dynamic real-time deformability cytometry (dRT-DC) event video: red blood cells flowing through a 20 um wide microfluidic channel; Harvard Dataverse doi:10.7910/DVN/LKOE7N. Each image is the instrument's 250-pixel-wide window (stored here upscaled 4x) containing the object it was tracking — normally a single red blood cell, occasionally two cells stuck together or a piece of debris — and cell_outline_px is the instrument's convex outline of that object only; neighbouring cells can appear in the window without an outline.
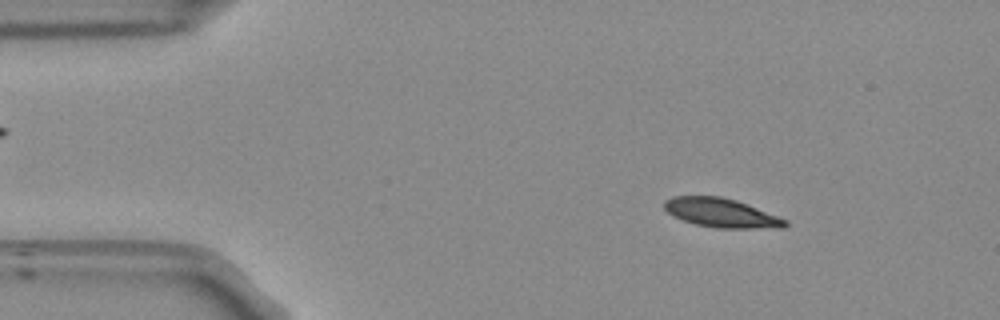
{"species": "Egyptian fruit bat (a non-hibernating species)", "species_latin": "Rousettus aegyptiacus", "temperature_condition": "room temperature", "stored_images_in_passage": 25, "camera_frame_rate_fps": 3000, "um_per_image_px": 0.085, "frame": {"image": 1, "passage_image": 1, "time_ms": 0.0, "image_size_px": [1000, 320], "cell_outline_px": [[788, 224], [784, 228], [716, 228], [696, 224], [672, 216], [664, 208], [664, 200], [672, 196], [720, 196], [736, 200], [748, 204], [788, 220]], "centroid_in_image_um": [61.32, 18.09], "position_along_channel_um": 23.7, "area_um2": 20.52}}
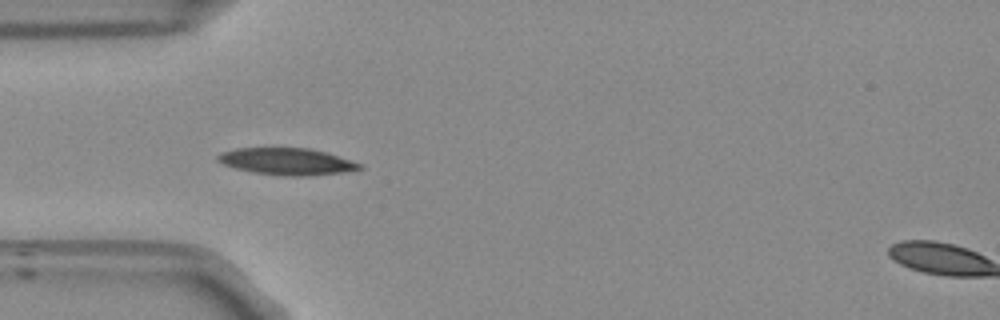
{"frame": {"image": 2, "passage_image": 9, "time_ms": 2.667, "image_size_px": [1000, 320], "cell_outline_px": [[364, 168], [340, 172], [312, 176], [288, 176], [252, 172], [236, 168], [224, 164], [216, 160], [216, 156], [220, 152], [236, 148], [308, 148], [324, 152], [360, 164]], "centroid_in_image_um": [24.31, 13.72], "position_along_channel_um": 60.7, "area_um2": 21.85}}
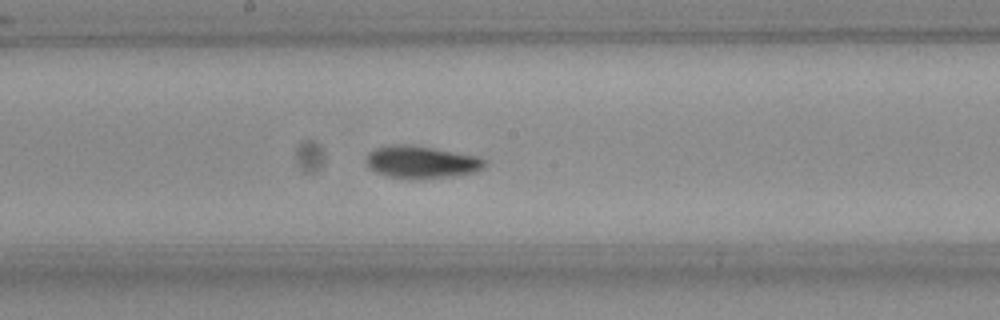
{"frame": {"image": 3, "passage_image": 21, "time_ms": 6.667, "image_size_px": [1000, 320], "cell_outline_px": [[484, 168], [476, 172], [456, 176], [420, 180], [412, 180], [388, 176], [376, 172], [368, 164], [368, 152], [376, 148], [396, 144], [404, 144], [432, 148], [480, 156], [484, 160]], "centroid_in_image_um": [35.87, 13.8], "position_along_channel_um": 212.3, "area_um2": 22.43}}